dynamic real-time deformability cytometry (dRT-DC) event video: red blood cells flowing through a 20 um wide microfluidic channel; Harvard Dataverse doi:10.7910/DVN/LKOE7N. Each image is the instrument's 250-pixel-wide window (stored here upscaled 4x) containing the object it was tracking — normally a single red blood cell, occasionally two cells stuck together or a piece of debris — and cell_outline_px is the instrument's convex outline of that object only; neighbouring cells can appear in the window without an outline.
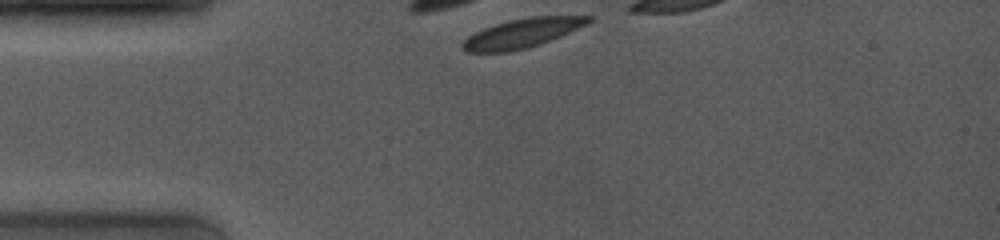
{"species": "common noctule bat (a hibernating species)", "species_latin": "Nyctalus noctula", "temperature_condition": "room temperature", "stored_images_in_passage": 3, "camera_frame_rate_fps": 4000, "um_per_image_px": 0.085, "animal": {"sex": "female", "body_mass_g": 19.0, "forearm_length_mm": 53.3}, "frame": {"image": 1, "passage_image": 1, "time_ms": 0.0, "image_size_px": [1000, 240], "cell_outline_px": [[596, 16], [588, 24], [560, 36], [540, 44], [508, 52], [468, 52], [460, 48], [460, 44], [468, 36], [484, 28], [496, 24], [528, 16]], "centroid_in_image_um": [44.39, 2.82], "position_along_channel_um": 40.6, "area_um2": 21.27}}